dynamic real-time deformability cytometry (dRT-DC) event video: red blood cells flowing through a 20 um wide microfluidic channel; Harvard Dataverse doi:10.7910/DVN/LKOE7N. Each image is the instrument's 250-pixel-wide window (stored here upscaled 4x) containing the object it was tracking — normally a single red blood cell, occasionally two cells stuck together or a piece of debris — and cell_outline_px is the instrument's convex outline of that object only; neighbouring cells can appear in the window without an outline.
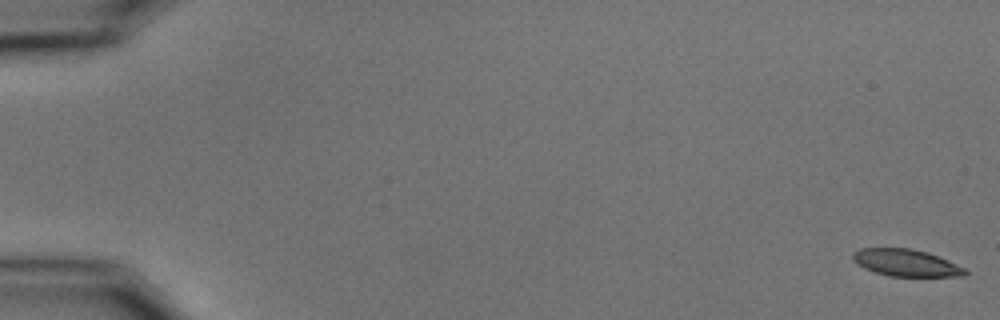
{"species": "common noctule bat (a hibernating species)", "species_latin": "Nyctalus noctula", "temperature_condition": "cold", "stored_images_in_passage": 58, "camera_frame_rate_fps": 3000, "um_per_image_px": 0.085, "animal": {"sex": "male", "body_mass_g": 15.6}, "frame": {"image": 1, "passage_image": 1, "time_ms": 0.0, "image_size_px": [1000, 320], "cell_outline_px": [[968, 272], [964, 276], [888, 276], [864, 268], [856, 264], [852, 260], [852, 252], [860, 248], [912, 248], [928, 252], [948, 260], [964, 268]], "centroid_in_image_um": [76.98, 22.33], "position_along_channel_um": 8.0, "area_um2": 17.74}}
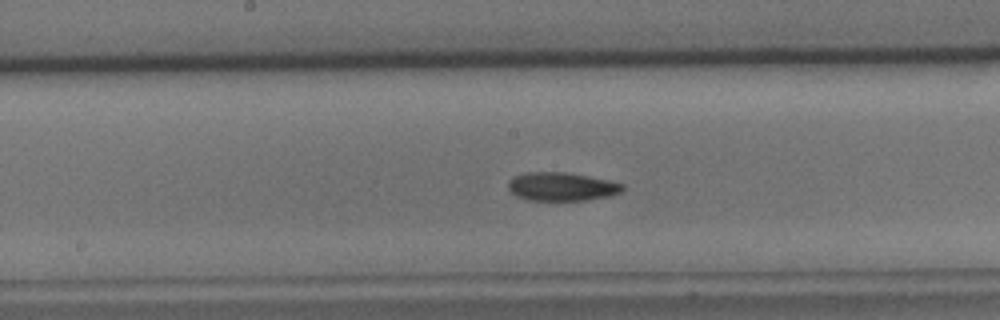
{"frame": {"image": 2, "passage_image": 31, "time_ms": 10.0, "image_size_px": [1000, 320], "cell_outline_px": [[624, 188], [620, 192], [608, 196], [584, 200], [528, 200], [516, 196], [508, 188], [508, 180], [524, 172], [564, 172], [588, 176], [608, 180], [624, 184]], "centroid_in_image_um": [47.71, 15.86], "position_along_channel_um": 200.5, "area_um2": 18.84}}
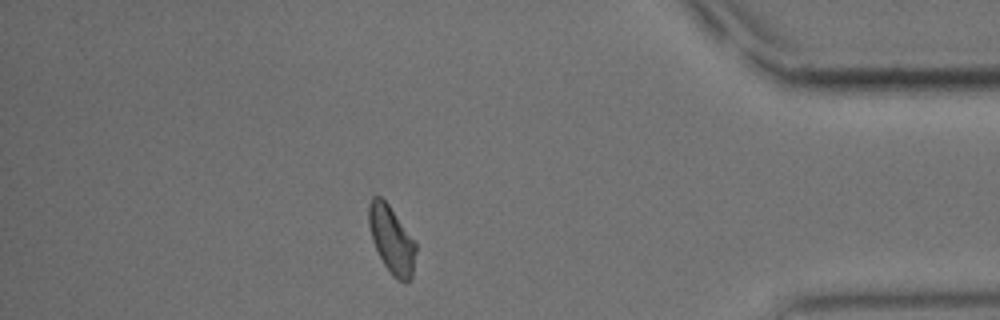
{"frame": {"image": 3, "passage_image": 51, "time_ms": 16.667, "image_size_px": [1000, 320], "cell_outline_px": [[416, 252], [412, 280], [408, 284], [396, 280], [392, 276], [384, 264], [372, 240], [368, 224], [368, 204], [372, 196], [380, 196], [388, 204], [416, 240]], "centroid_in_image_um": [33.31, 20.4], "position_along_channel_um": 401.9, "area_um2": 18.9}, "authors_computed_cell_mechanics": {"area_um2": 18.6983, "velocity_mm_per_s": 3.5199, "shape_relaxation_time_tau1_ms": 5.6605, "shape_relaxation_time_tau2_ms": 9.7057, "deformation_change_tau1": 0.1369, "deformation_change_tau2": 0.1617}}